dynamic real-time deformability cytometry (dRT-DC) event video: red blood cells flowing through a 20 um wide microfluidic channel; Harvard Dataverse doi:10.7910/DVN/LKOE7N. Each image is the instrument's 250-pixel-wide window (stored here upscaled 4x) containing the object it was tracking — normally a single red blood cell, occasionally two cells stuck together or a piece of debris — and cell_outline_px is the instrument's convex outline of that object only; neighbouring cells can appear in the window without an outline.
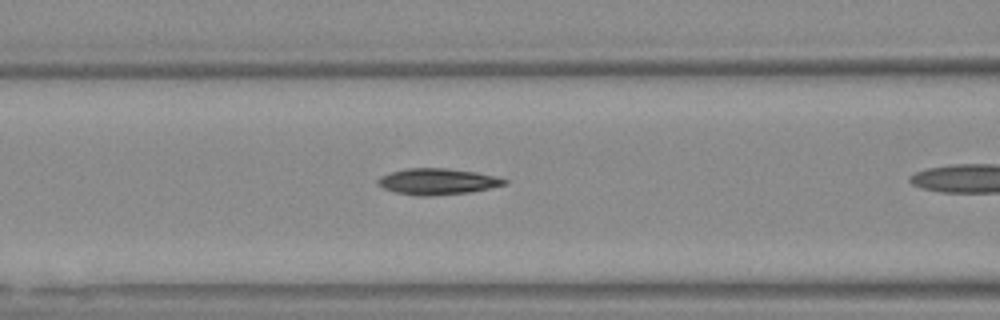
{"species": "Egyptian fruit bat (a non-hibernating species)", "species_latin": "Rousettus aegyptiacus", "temperature_condition": "warm", "stored_images_in_passage": 11, "camera_frame_rate_fps": 3000, "um_per_image_px": 0.085, "animal": {"sex": "female"}, "frame": {"image": 1, "passage_image": 7, "time_ms": 2.0, "image_size_px": [1000, 320], "cell_outline_px": [[508, 184], [468, 192], [428, 196], [416, 196], [396, 192], [384, 188], [376, 180], [380, 176], [392, 172], [408, 168], [448, 168], [476, 172], [496, 176], [508, 180]], "centroid_in_image_um": [37.2, 15.42], "position_along_channel_um": 129.4, "area_um2": 19.13}}
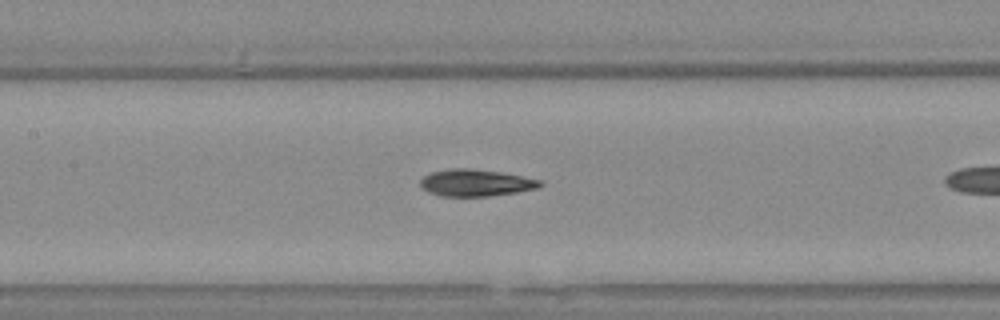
{"frame": {"image": 2, "passage_image": 10, "time_ms": 3.0, "image_size_px": [1000, 320], "cell_outline_px": [[544, 184], [540, 188], [516, 192], [488, 196], [440, 196], [428, 192], [420, 184], [420, 180], [424, 176], [432, 172], [452, 168], [468, 168], [500, 172], [544, 180]], "centroid_in_image_um": [40.49, 15.54], "position_along_channel_um": 166.9, "area_um2": 18.79}}